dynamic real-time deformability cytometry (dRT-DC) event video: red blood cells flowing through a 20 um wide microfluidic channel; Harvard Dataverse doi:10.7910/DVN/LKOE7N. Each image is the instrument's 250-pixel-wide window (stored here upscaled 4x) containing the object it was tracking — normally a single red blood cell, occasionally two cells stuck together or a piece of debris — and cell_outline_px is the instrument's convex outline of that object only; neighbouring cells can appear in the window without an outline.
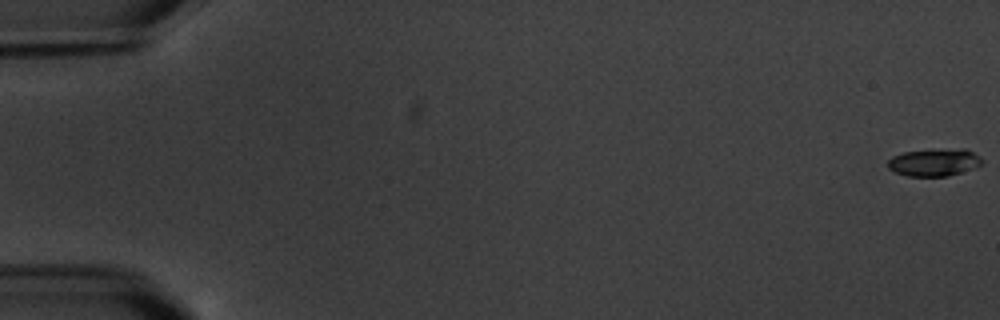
{"species": "common noctule bat (a hibernating species)", "species_latin": "Nyctalus noctula", "temperature_condition": "warm", "stored_images_in_passage": 4, "camera_frame_rate_fps": 3000, "um_per_image_px": 0.085, "animal": {"sex": "male", "body_mass_g": 20.1, "forearm_length_mm": 53.5}, "frame": {"image": 1, "passage_image": 1, "time_ms": 0.0, "image_size_px": [1000, 320], "cell_outline_px": [[980, 164], [972, 168], [948, 176], [908, 176], [892, 172], [888, 168], [888, 160], [892, 156], [904, 152], [960, 148], [964, 148], [980, 156]], "centroid_in_image_um": [79.35, 13.8], "position_along_channel_um": 5.6, "area_um2": 14.85}}